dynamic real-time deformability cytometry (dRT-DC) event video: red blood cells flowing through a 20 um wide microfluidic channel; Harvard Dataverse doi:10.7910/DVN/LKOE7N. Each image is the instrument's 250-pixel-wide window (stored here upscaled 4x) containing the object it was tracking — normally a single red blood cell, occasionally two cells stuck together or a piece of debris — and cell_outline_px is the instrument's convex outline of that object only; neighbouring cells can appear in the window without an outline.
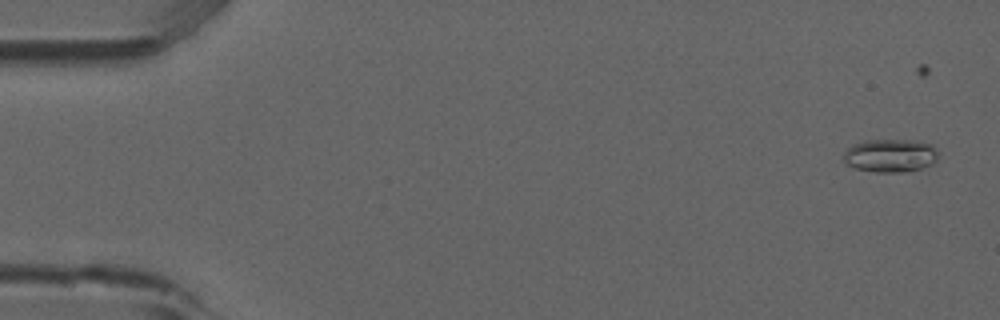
{"species": "common noctule bat (a hibernating species)", "species_latin": "Nyctalus noctula", "temperature_condition": "room temperature", "stored_images_in_passage": 5, "camera_frame_rate_fps": 3000, "um_per_image_px": 0.085, "animal": {"sex": "male", "forearm_length_mm": 52.5}, "frame": {"image": 1, "passage_image": 1, "time_ms": 0.0, "image_size_px": [1000, 320], "cell_outline_px": [[936, 160], [932, 164], [908, 172], [876, 172], [856, 168], [848, 164], [844, 160], [844, 152], [852, 144], [864, 140], [916, 140], [932, 144], [936, 148]], "centroid_in_image_um": [75.68, 13.21], "position_along_channel_um": 9.3, "area_um2": 18.32}}